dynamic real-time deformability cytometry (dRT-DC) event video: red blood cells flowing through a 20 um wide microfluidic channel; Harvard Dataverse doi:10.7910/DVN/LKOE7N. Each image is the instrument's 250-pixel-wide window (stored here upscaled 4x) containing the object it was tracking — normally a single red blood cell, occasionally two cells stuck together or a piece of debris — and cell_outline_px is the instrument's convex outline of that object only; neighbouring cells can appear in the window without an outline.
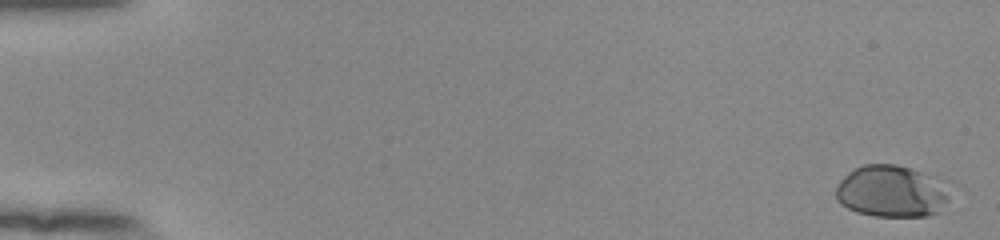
{"species": "human", "species_latin": "Homo sapiens", "temperature_condition": "room temperature", "stored_images_in_passage": 54, "camera_frame_rate_fps": 3000, "um_per_image_px": 0.085, "donor": {"sex": "female"}, "frame": {"image": 1, "passage_image": 1, "time_ms": 0.0, "image_size_px": [1000, 240], "cell_outline_px": [[948, 200], [936, 212], [924, 216], [872, 216], [856, 212], [840, 204], [836, 200], [836, 188], [840, 180], [848, 172], [864, 164], [896, 164], [936, 176], [948, 180]], "centroid_in_image_um": [75.79, 16.25], "position_along_channel_um": 9.2, "area_um2": 34.8}}
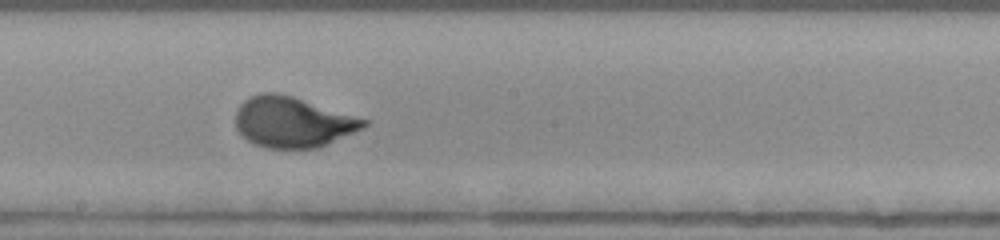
{"frame": {"image": 2, "passage_image": 31, "time_ms": 10.0, "image_size_px": [1000, 240], "cell_outline_px": [[368, 124], [364, 128], [316, 148], [264, 148], [248, 140], [236, 128], [236, 112], [240, 104], [248, 96], [260, 92], [276, 92], [292, 96], [368, 120]], "centroid_in_image_um": [24.84, 10.36], "position_along_channel_um": 223.4, "area_um2": 37.51}}
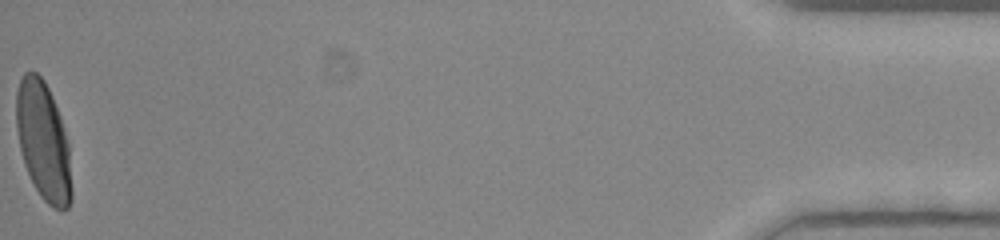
{"frame": {"image": 3, "passage_image": 54, "time_ms": 17.667, "image_size_px": [1000, 240], "cell_outline_px": [[72, 200], [68, 208], [52, 208], [40, 196], [24, 164], [20, 148], [16, 128], [16, 92], [20, 80], [24, 72], [36, 72], [44, 80], [48, 88], [60, 116], [64, 128], [68, 144], [72, 188]], "centroid_in_image_um": [3.68, 12.0], "position_along_channel_um": 431.5, "area_um2": 37.92}, "authors_computed_cell_mechanics": {"area_um2": 36.7319, "velocity_mm_per_s": 3.8994, "shape_relaxation_time_tau1_ms": 3.0228, "shape_relaxation_time_tau2_ms": null, "deformation_change_tau1": 0.2003, "deformation_change_tau2": null}}